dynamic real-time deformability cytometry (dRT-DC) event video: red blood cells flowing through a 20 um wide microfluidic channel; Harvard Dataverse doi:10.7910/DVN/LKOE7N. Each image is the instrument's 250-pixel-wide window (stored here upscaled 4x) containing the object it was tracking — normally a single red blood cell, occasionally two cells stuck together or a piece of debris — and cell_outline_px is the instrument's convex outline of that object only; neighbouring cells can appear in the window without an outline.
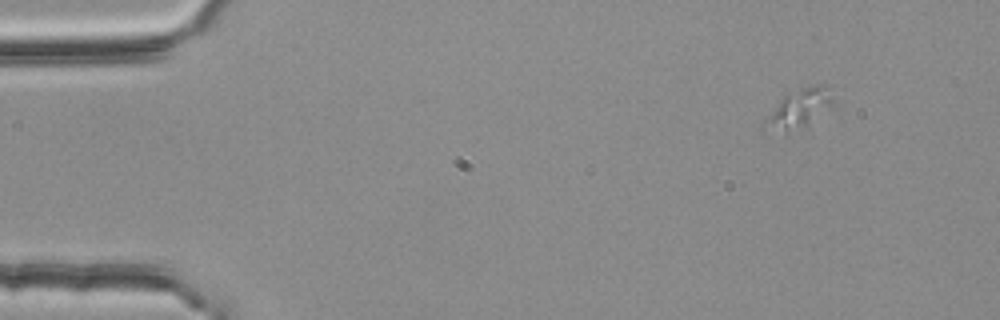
{"species": "common noctule bat (a hibernating species)", "species_latin": "Nyctalus noctula", "temperature_condition": "room temperature", "stored_images_in_passage": 3, "camera_frame_rate_fps": 3000, "um_per_image_px": 0.085, "animal": {"sex": "female", "body_mass_g": 25.1}, "frame": {"image": 1, "passage_image": 1, "time_ms": 0.0, "image_size_px": [1000, 320], "cell_outline_px": [[832, 108], [808, 128], [760, 132], [760, 128], [764, 120], [780, 100], [788, 92], [800, 88], [816, 84], [828, 84], [832, 100]], "centroid_in_image_um": [67.94, 9.26], "position_along_channel_um": 17.1, "area_um2": 16.01}}